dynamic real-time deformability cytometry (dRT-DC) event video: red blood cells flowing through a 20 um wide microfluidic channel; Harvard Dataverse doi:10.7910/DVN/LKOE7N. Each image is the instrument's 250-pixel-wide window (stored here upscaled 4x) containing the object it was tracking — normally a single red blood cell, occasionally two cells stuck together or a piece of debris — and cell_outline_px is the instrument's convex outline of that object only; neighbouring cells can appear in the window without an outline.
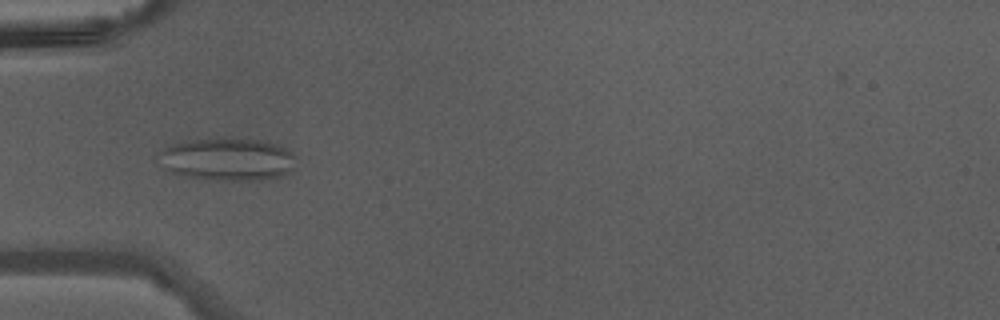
{"species": "Egyptian fruit bat (a non-hibernating species)", "species_latin": "Rousettus aegyptiacus", "temperature_condition": "warm", "stored_images_in_passage": 36, "camera_frame_rate_fps": 3000, "um_per_image_px": 0.085, "animal": {"sex": "male"}, "frame": {"image": 1, "passage_image": 6, "time_ms": 1.667, "image_size_px": [1000, 320], "cell_outline_px": [[296, 156], [292, 172], [288, 176], [264, 180], [212, 180], [184, 176], [172, 172], [164, 168], [160, 152], [164, 148], [172, 144], [184, 140], [224, 136], [232, 136], [264, 140], [276, 144], [292, 152]], "centroid_in_image_um": [19.41, 13.51], "position_along_channel_um": 65.6, "area_um2": 35.2}}
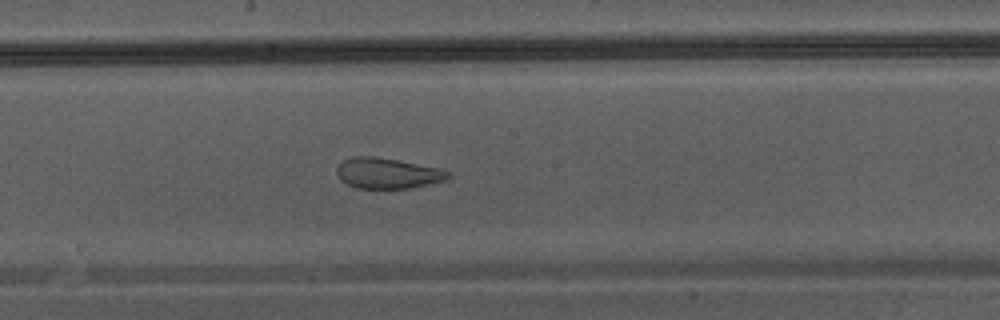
{"frame": {"image": 2, "passage_image": 16, "time_ms": 5.0, "image_size_px": [1000, 320], "cell_outline_px": [[452, 176], [448, 180], [412, 188], [356, 188], [340, 180], [336, 176], [336, 168], [344, 160], [352, 156], [372, 156], [396, 160], [440, 168], [448, 172]], "centroid_in_image_um": [32.94, 14.73], "position_along_channel_um": 215.3, "area_um2": 19.94}}
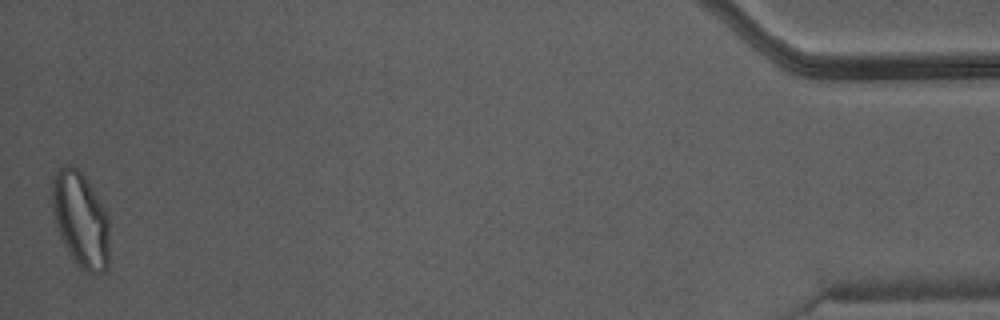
{"frame": {"image": 3, "passage_image": 36, "time_ms": 11.667, "image_size_px": [1000, 320], "cell_outline_px": [[108, 268], [104, 272], [88, 272], [80, 268], [68, 252], [56, 224], [52, 208], [52, 180], [56, 172], [64, 164], [72, 164], [84, 176], [92, 188], [108, 216]], "centroid_in_image_um": [6.84, 18.65], "position_along_channel_um": 428.4, "area_um2": 31.39}}